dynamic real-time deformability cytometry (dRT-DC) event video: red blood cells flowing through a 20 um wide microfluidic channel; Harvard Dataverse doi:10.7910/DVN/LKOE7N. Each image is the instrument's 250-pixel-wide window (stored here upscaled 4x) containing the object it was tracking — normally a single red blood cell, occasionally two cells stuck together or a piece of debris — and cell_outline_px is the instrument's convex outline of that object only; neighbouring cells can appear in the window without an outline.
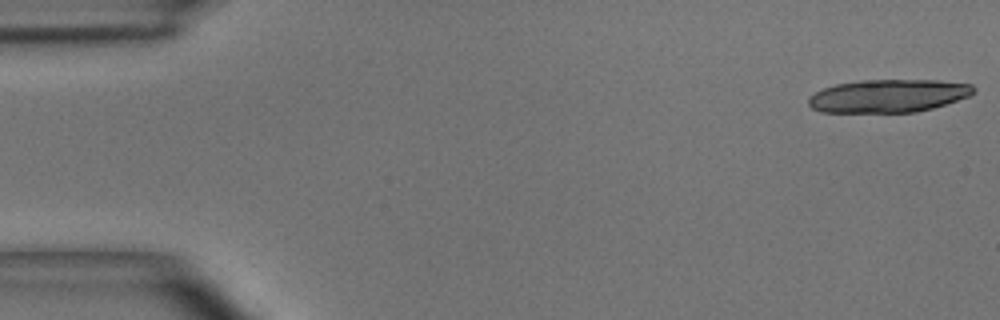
{"species": "common noctule bat (a hibernating species)", "species_latin": "Nyctalus noctula", "temperature_condition": "room temperature", "stored_images_in_passage": 15, "camera_frame_rate_fps": 3000, "um_per_image_px": 0.085, "animal": {"sex": "male", "body_mass_g": 15.6}, "frame": {"image": 1, "passage_image": 1, "time_ms": 0.0, "image_size_px": [1000, 320], "cell_outline_px": [[976, 92], [968, 96], [932, 108], [916, 112], [820, 112], [812, 108], [808, 104], [808, 96], [824, 88], [836, 84], [860, 80], [936, 80], [972, 84], [976, 88]], "centroid_in_image_um": [75.49, 8.14], "position_along_channel_um": 9.5, "area_um2": 31.73}}